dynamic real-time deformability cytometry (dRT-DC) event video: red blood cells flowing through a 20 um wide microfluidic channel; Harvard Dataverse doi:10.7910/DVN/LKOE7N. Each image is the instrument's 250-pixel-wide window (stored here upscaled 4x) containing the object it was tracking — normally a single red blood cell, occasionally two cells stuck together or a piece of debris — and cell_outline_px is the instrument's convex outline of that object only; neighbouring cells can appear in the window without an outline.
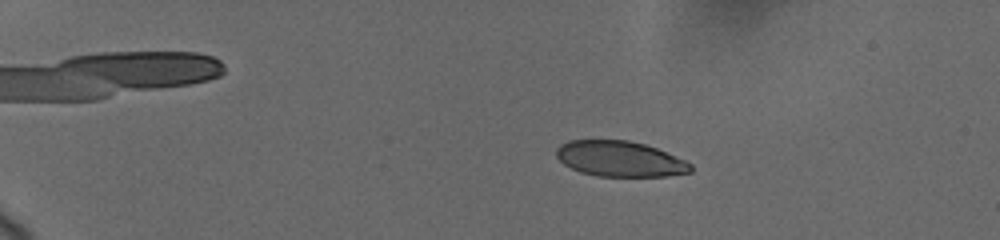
{"species": "human", "species_latin": "Homo sapiens", "temperature_condition": "cold", "stored_images_in_passage": 42, "camera_frame_rate_fps": 3000, "um_per_image_px": 0.085, "donor": {"sex": "female"}, "frame": {"image": 1, "passage_image": 1, "time_ms": 0.0, "image_size_px": [1000, 240], "cell_outline_px": [[692, 172], [668, 176], [596, 176], [580, 172], [564, 164], [556, 156], [556, 148], [560, 144], [568, 140], [628, 140], [644, 144], [656, 148], [684, 160], [692, 164]], "centroid_in_image_um": [52.68, 13.5], "position_along_channel_um": 32.3, "area_um2": 27.8}}
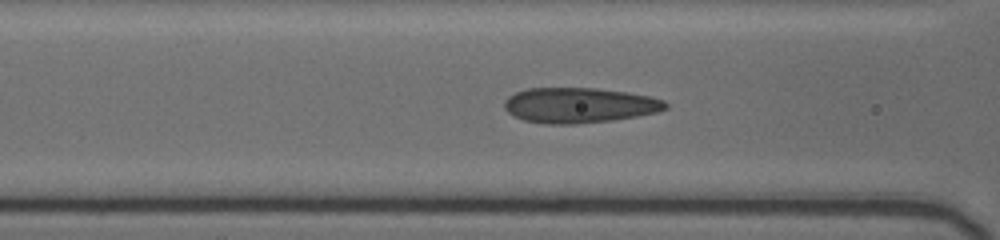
{"frame": {"image": 2, "passage_image": 25, "time_ms": 5.0, "image_size_px": [1000, 240], "cell_outline_px": [[668, 108], [656, 112], [636, 116], [612, 120], [576, 124], [544, 124], [524, 120], [508, 112], [504, 108], [504, 100], [508, 96], [516, 92], [528, 88], [596, 88], [624, 92], [648, 96], [664, 100], [668, 104]], "centroid_in_image_um": [49.21, 8.95], "position_along_channel_um": 117.4, "area_um2": 33.0}}
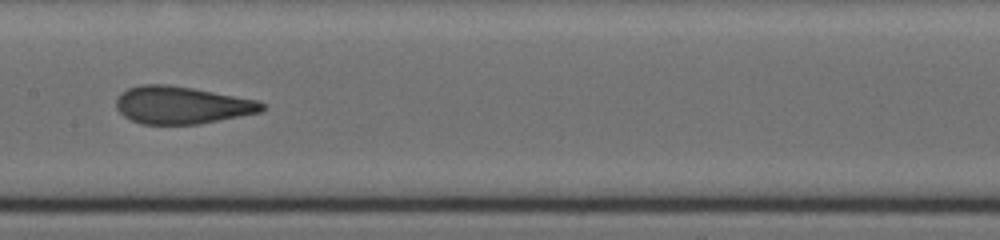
{"frame": {"image": 3, "passage_image": 41, "time_ms": 7.0, "image_size_px": [1000, 240], "cell_outline_px": [[264, 108], [260, 112], [200, 124], [140, 124], [124, 116], [116, 108], [116, 100], [128, 88], [144, 84], [164, 84], [192, 88], [256, 100], [264, 104]], "centroid_in_image_um": [15.43, 8.94], "position_along_channel_um": 192.0, "area_um2": 31.44}}